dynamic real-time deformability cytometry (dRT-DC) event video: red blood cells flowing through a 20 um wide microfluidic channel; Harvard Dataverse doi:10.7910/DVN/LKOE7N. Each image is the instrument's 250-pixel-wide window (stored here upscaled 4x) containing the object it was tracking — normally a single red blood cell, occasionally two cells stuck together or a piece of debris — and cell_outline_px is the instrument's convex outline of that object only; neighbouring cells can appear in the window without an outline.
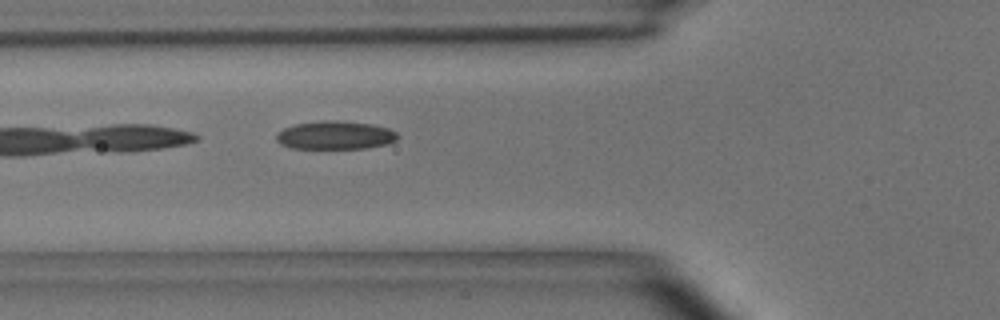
{"species": "common noctule bat (a hibernating species)", "species_latin": "Nyctalus noctula", "temperature_condition": "room temperature", "stored_images_in_passage": 3, "camera_frame_rate_fps": 3000, "um_per_image_px": 0.085, "animal": {"sex": "male", "body_mass_g": 15.6}, "frame": {"image": 1, "passage_image": 3, "time_ms": 2.333, "image_size_px": [1000, 320], "cell_outline_px": [[400, 136], [396, 140], [388, 144], [364, 148], [292, 148], [280, 144], [276, 140], [276, 136], [284, 128], [296, 124], [324, 120], [332, 120], [372, 124], [388, 128], [396, 132]], "centroid_in_image_um": [28.52, 11.49], "position_along_channel_um": 97.3, "area_um2": 19.88}}